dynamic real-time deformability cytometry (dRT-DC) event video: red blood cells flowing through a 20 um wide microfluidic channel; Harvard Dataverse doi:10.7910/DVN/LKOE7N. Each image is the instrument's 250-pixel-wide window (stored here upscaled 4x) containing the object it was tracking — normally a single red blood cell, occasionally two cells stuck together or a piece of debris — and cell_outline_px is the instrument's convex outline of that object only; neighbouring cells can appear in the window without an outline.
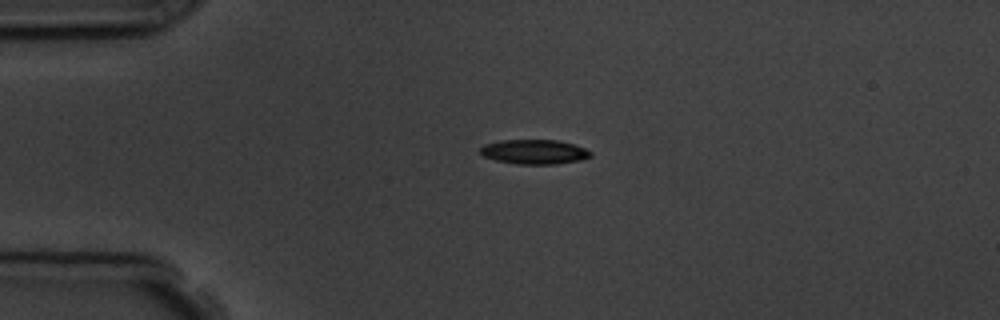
{"species": "common noctule bat (a hibernating species)", "species_latin": "Nyctalus noctula", "temperature_condition": "room temperature", "stored_images_in_passage": 2, "camera_frame_rate_fps": 3000, "um_per_image_px": 0.085, "animal": {"sex": "male", "body_mass_g": 19.5, "forearm_length_mm": 54.6}, "frame": {"image": 1, "passage_image": 1, "time_ms": 0.0, "image_size_px": [1000, 320], "cell_outline_px": [[592, 156], [580, 160], [556, 164], [516, 164], [496, 160], [484, 156], [480, 152], [480, 148], [484, 144], [500, 140], [560, 140], [584, 148], [592, 152]], "centroid_in_image_um": [45.41, 12.9], "position_along_channel_um": 39.6, "area_um2": 15.78}}